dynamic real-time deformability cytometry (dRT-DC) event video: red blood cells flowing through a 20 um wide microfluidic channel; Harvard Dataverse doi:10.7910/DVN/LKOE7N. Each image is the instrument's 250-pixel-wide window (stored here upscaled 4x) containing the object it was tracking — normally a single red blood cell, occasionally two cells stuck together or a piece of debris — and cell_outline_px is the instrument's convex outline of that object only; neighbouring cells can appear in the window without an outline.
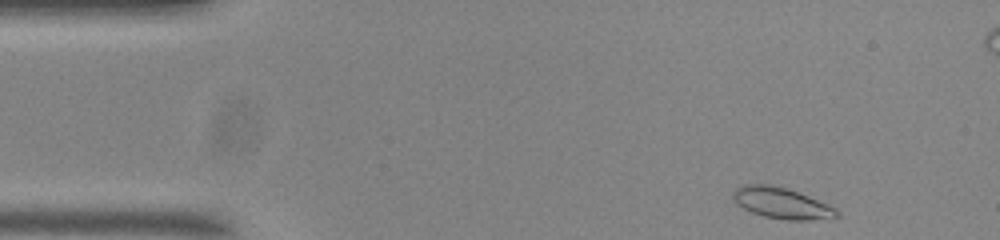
{"species": "common noctule bat (a hibernating species)", "species_latin": "Nyctalus noctula", "temperature_condition": "room temperature", "stored_images_in_passage": 51, "camera_frame_rate_fps": 3000, "um_per_image_px": 0.085, "animal": {"sex": "male", "body_mass_g": 20.0, "forearm_length_mm": 53.3}, "frame": {"image": 1, "passage_image": 1, "time_ms": 0.0, "image_size_px": [1000, 240], "cell_outline_px": [[840, 216], [828, 220], [784, 220], [764, 216], [752, 212], [736, 204], [732, 196], [732, 192], [736, 188], [744, 184], [768, 184], [784, 188], [808, 196], [836, 208], [840, 212]], "centroid_in_image_um": [66.47, 17.29], "position_along_channel_um": 18.5, "area_um2": 18.84}}
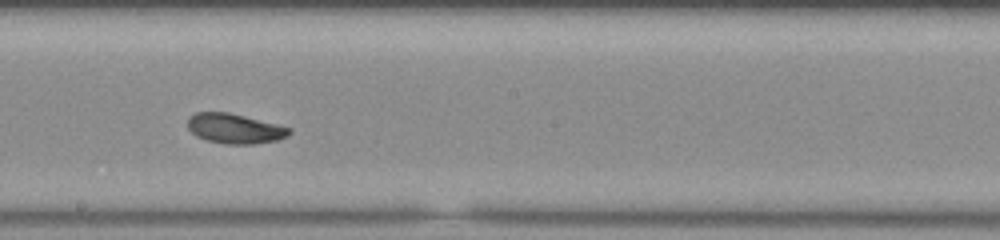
{"frame": {"image": 2, "passage_image": 25, "time_ms": 8.0, "image_size_px": [1000, 240], "cell_outline_px": [[292, 132], [288, 136], [276, 140], [256, 144], [224, 144], [208, 140], [196, 136], [188, 128], [188, 116], [196, 112], [228, 112], [292, 128]], "centroid_in_image_um": [19.95, 10.93], "position_along_channel_um": 228.2, "area_um2": 17.69}}
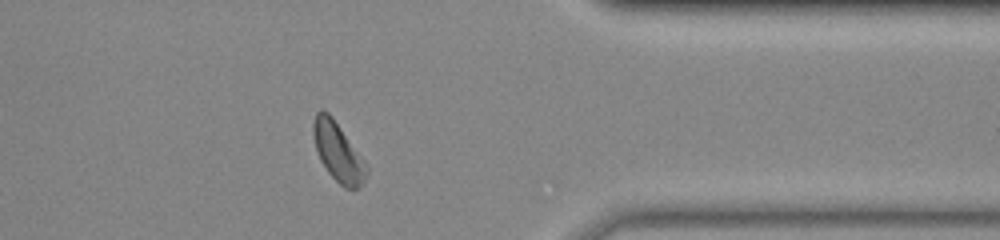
{"frame": {"image": 3, "passage_image": 39, "time_ms": 12.667, "image_size_px": [1000, 240], "cell_outline_px": [[368, 172], [364, 184], [356, 188], [344, 188], [328, 172], [320, 160], [316, 148], [312, 132], [312, 124], [316, 112], [320, 108], [328, 112], [332, 116], [364, 160], [368, 168]], "centroid_in_image_um": [28.72, 12.91], "position_along_channel_um": 382.7, "area_um2": 18.21}, "authors_computed_cell_mechanics": {"area_um2": 18.1492, "velocity_mm_per_s": 3.6629, "shape_relaxation_time_tau1_ms": 3.513, "shape_relaxation_time_tau2_ms": 4.5966, "deformation_change_tau1": 0.101, "deformation_change_tau2": 0.102}}